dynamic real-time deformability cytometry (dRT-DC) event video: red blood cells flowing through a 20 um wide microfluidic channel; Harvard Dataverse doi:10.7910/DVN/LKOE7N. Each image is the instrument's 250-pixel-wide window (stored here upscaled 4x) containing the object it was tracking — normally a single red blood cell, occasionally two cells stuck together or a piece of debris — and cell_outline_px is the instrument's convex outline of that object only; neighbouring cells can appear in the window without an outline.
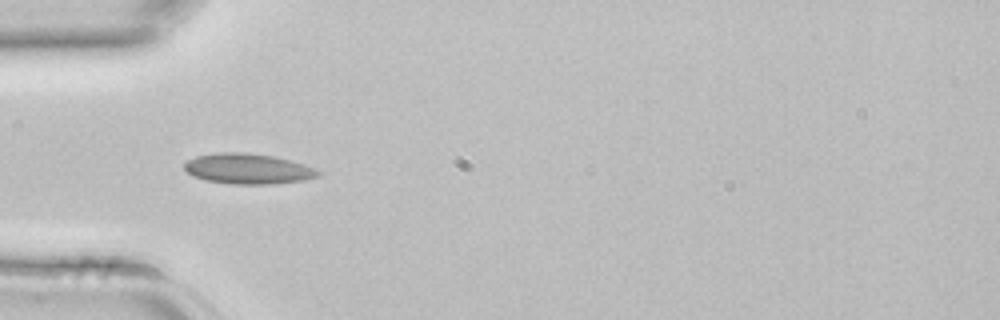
{"species": "common noctule bat (a hibernating species)", "species_latin": "Nyctalus noctula", "temperature_condition": "room temperature", "stored_images_in_passage": 3, "camera_frame_rate_fps": 3000, "um_per_image_px": 0.085, "animal": {"sex": "female", "body_mass_g": 22.7, "forearm_length_mm": 54.2}, "frame": {"image": 1, "passage_image": 3, "time_ms": 0.667, "image_size_px": [1000, 320], "cell_outline_px": [[320, 176], [304, 180], [272, 184], [228, 184], [204, 180], [192, 176], [184, 168], [184, 164], [188, 160], [196, 156], [216, 152], [244, 152], [276, 156], [304, 164], [320, 172]], "centroid_in_image_um": [21.05, 14.34], "position_along_channel_um": 63.9, "area_um2": 23.87}}